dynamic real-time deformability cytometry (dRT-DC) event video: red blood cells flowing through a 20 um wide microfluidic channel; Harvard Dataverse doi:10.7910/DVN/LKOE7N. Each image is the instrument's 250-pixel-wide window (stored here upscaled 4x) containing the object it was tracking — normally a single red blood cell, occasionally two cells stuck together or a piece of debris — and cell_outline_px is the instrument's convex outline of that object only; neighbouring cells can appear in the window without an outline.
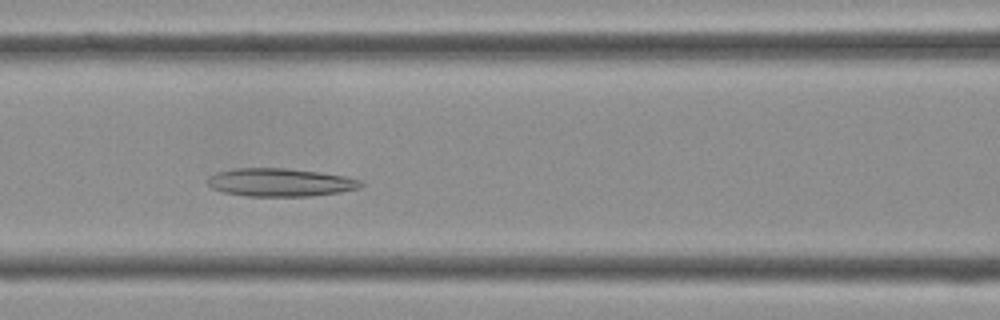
{"species": "Egyptian fruit bat (a non-hibernating species)", "species_latin": "Rousettus aegyptiacus", "temperature_condition": "cold", "stored_images_in_passage": 30, "camera_frame_rate_fps": 3000, "um_per_image_px": 0.085, "frame": {"image": 1, "passage_image": 6, "time_ms": 1.667, "image_size_px": [1000, 320], "cell_outline_px": [[364, 184], [360, 188], [340, 192], [308, 196], [248, 196], [224, 192], [212, 188], [208, 184], [208, 176], [216, 172], [236, 168], [284, 168], [320, 172], [344, 176], [360, 180]], "centroid_in_image_um": [23.81, 15.5], "position_along_channel_um": 142.8, "area_um2": 25.03}}
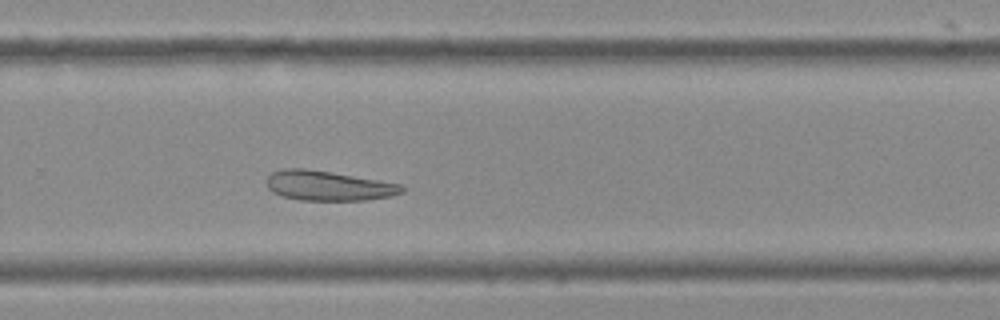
{"frame": {"image": 2, "passage_image": 16, "time_ms": 5.0, "image_size_px": [1000, 320], "cell_outline_px": [[404, 192], [392, 196], [368, 200], [300, 200], [284, 196], [272, 192], [268, 188], [264, 180], [272, 172], [284, 168], [304, 168], [400, 184], [404, 188]], "centroid_in_image_um": [27.86, 15.79], "position_along_channel_um": 301.9, "area_um2": 23.29}}
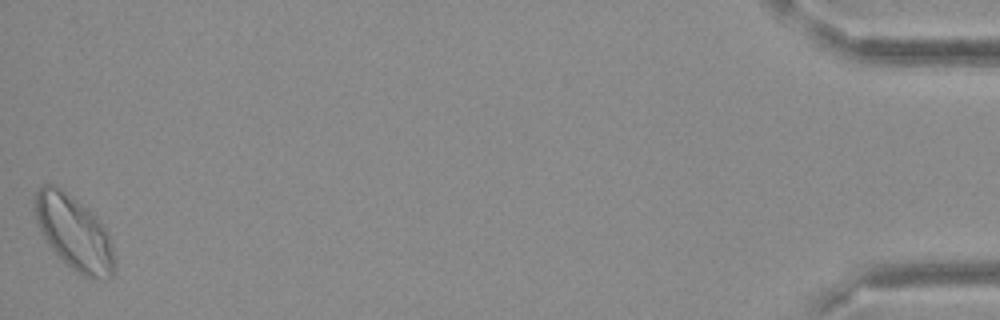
{"frame": {"image": 3, "passage_image": 30, "time_ms": 9.667, "image_size_px": [1000, 320], "cell_outline_px": [[116, 268], [112, 276], [108, 280], [96, 280], [84, 276], [76, 272], [48, 244], [36, 224], [32, 208], [32, 200], [36, 188], [44, 184], [56, 184], [88, 208], [96, 216], [108, 232], [116, 260]], "centroid_in_image_um": [6.28, 19.76], "position_along_channel_um": 428.9, "area_um2": 35.32}}